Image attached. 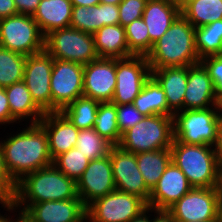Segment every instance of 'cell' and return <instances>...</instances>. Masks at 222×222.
Here are the masks:
<instances>
[{
    "instance_id": "8",
    "label": "cell",
    "mask_w": 222,
    "mask_h": 222,
    "mask_svg": "<svg viewBox=\"0 0 222 222\" xmlns=\"http://www.w3.org/2000/svg\"><path fill=\"white\" fill-rule=\"evenodd\" d=\"M0 46L29 56L45 49V36L32 16L16 14L0 19Z\"/></svg>"
},
{
    "instance_id": "41",
    "label": "cell",
    "mask_w": 222,
    "mask_h": 222,
    "mask_svg": "<svg viewBox=\"0 0 222 222\" xmlns=\"http://www.w3.org/2000/svg\"><path fill=\"white\" fill-rule=\"evenodd\" d=\"M102 27L119 24V7L114 4L101 3Z\"/></svg>"
},
{
    "instance_id": "24",
    "label": "cell",
    "mask_w": 222,
    "mask_h": 222,
    "mask_svg": "<svg viewBox=\"0 0 222 222\" xmlns=\"http://www.w3.org/2000/svg\"><path fill=\"white\" fill-rule=\"evenodd\" d=\"M5 91L12 115V123H20L24 119H29L31 124L39 123L45 112L32 99L31 93L23 81L5 87Z\"/></svg>"
},
{
    "instance_id": "42",
    "label": "cell",
    "mask_w": 222,
    "mask_h": 222,
    "mask_svg": "<svg viewBox=\"0 0 222 222\" xmlns=\"http://www.w3.org/2000/svg\"><path fill=\"white\" fill-rule=\"evenodd\" d=\"M12 123V115L9 108L5 88H0V124L6 125Z\"/></svg>"
},
{
    "instance_id": "32",
    "label": "cell",
    "mask_w": 222,
    "mask_h": 222,
    "mask_svg": "<svg viewBox=\"0 0 222 222\" xmlns=\"http://www.w3.org/2000/svg\"><path fill=\"white\" fill-rule=\"evenodd\" d=\"M26 57L0 46V88L23 81Z\"/></svg>"
},
{
    "instance_id": "3",
    "label": "cell",
    "mask_w": 222,
    "mask_h": 222,
    "mask_svg": "<svg viewBox=\"0 0 222 222\" xmlns=\"http://www.w3.org/2000/svg\"><path fill=\"white\" fill-rule=\"evenodd\" d=\"M195 27L180 14L146 56L151 70L191 66L200 62L195 46Z\"/></svg>"
},
{
    "instance_id": "35",
    "label": "cell",
    "mask_w": 222,
    "mask_h": 222,
    "mask_svg": "<svg viewBox=\"0 0 222 222\" xmlns=\"http://www.w3.org/2000/svg\"><path fill=\"white\" fill-rule=\"evenodd\" d=\"M86 158L76 147L60 154L53 160V165L67 177L77 181L89 165Z\"/></svg>"
},
{
    "instance_id": "1",
    "label": "cell",
    "mask_w": 222,
    "mask_h": 222,
    "mask_svg": "<svg viewBox=\"0 0 222 222\" xmlns=\"http://www.w3.org/2000/svg\"><path fill=\"white\" fill-rule=\"evenodd\" d=\"M0 144L6 171L15 183L26 174L53 164L48 135L39 123L30 124L16 135H9Z\"/></svg>"
},
{
    "instance_id": "56",
    "label": "cell",
    "mask_w": 222,
    "mask_h": 222,
    "mask_svg": "<svg viewBox=\"0 0 222 222\" xmlns=\"http://www.w3.org/2000/svg\"><path fill=\"white\" fill-rule=\"evenodd\" d=\"M8 215L5 216L0 214V222H9V216Z\"/></svg>"
},
{
    "instance_id": "11",
    "label": "cell",
    "mask_w": 222,
    "mask_h": 222,
    "mask_svg": "<svg viewBox=\"0 0 222 222\" xmlns=\"http://www.w3.org/2000/svg\"><path fill=\"white\" fill-rule=\"evenodd\" d=\"M151 76L146 56L116 59V88L112 103L131 104Z\"/></svg>"
},
{
    "instance_id": "16",
    "label": "cell",
    "mask_w": 222,
    "mask_h": 222,
    "mask_svg": "<svg viewBox=\"0 0 222 222\" xmlns=\"http://www.w3.org/2000/svg\"><path fill=\"white\" fill-rule=\"evenodd\" d=\"M167 211L183 221L217 219V197L213 188H192Z\"/></svg>"
},
{
    "instance_id": "13",
    "label": "cell",
    "mask_w": 222,
    "mask_h": 222,
    "mask_svg": "<svg viewBox=\"0 0 222 222\" xmlns=\"http://www.w3.org/2000/svg\"><path fill=\"white\" fill-rule=\"evenodd\" d=\"M109 156L116 190L136 195L148 204L151 191L138 169L136 155L115 145L110 149Z\"/></svg>"
},
{
    "instance_id": "26",
    "label": "cell",
    "mask_w": 222,
    "mask_h": 222,
    "mask_svg": "<svg viewBox=\"0 0 222 222\" xmlns=\"http://www.w3.org/2000/svg\"><path fill=\"white\" fill-rule=\"evenodd\" d=\"M181 14L195 27L222 19V0H179Z\"/></svg>"
},
{
    "instance_id": "36",
    "label": "cell",
    "mask_w": 222,
    "mask_h": 222,
    "mask_svg": "<svg viewBox=\"0 0 222 222\" xmlns=\"http://www.w3.org/2000/svg\"><path fill=\"white\" fill-rule=\"evenodd\" d=\"M125 33L129 52L133 56H147L150 52V37L143 18L125 26Z\"/></svg>"
},
{
    "instance_id": "21",
    "label": "cell",
    "mask_w": 222,
    "mask_h": 222,
    "mask_svg": "<svg viewBox=\"0 0 222 222\" xmlns=\"http://www.w3.org/2000/svg\"><path fill=\"white\" fill-rule=\"evenodd\" d=\"M180 14L179 0L147 1L142 18L148 27L150 50Z\"/></svg>"
},
{
    "instance_id": "25",
    "label": "cell",
    "mask_w": 222,
    "mask_h": 222,
    "mask_svg": "<svg viewBox=\"0 0 222 222\" xmlns=\"http://www.w3.org/2000/svg\"><path fill=\"white\" fill-rule=\"evenodd\" d=\"M93 36L99 58L122 59L133 56L127 45L125 27L120 24L103 26Z\"/></svg>"
},
{
    "instance_id": "29",
    "label": "cell",
    "mask_w": 222,
    "mask_h": 222,
    "mask_svg": "<svg viewBox=\"0 0 222 222\" xmlns=\"http://www.w3.org/2000/svg\"><path fill=\"white\" fill-rule=\"evenodd\" d=\"M195 46L200 60L222 55V19L196 28Z\"/></svg>"
},
{
    "instance_id": "6",
    "label": "cell",
    "mask_w": 222,
    "mask_h": 222,
    "mask_svg": "<svg viewBox=\"0 0 222 222\" xmlns=\"http://www.w3.org/2000/svg\"><path fill=\"white\" fill-rule=\"evenodd\" d=\"M219 117L218 107L186 109L174 113V140L185 144L213 146Z\"/></svg>"
},
{
    "instance_id": "17",
    "label": "cell",
    "mask_w": 222,
    "mask_h": 222,
    "mask_svg": "<svg viewBox=\"0 0 222 222\" xmlns=\"http://www.w3.org/2000/svg\"><path fill=\"white\" fill-rule=\"evenodd\" d=\"M23 214L30 222H87L81 198L31 204Z\"/></svg>"
},
{
    "instance_id": "45",
    "label": "cell",
    "mask_w": 222,
    "mask_h": 222,
    "mask_svg": "<svg viewBox=\"0 0 222 222\" xmlns=\"http://www.w3.org/2000/svg\"><path fill=\"white\" fill-rule=\"evenodd\" d=\"M19 14L14 0H0V19Z\"/></svg>"
},
{
    "instance_id": "9",
    "label": "cell",
    "mask_w": 222,
    "mask_h": 222,
    "mask_svg": "<svg viewBox=\"0 0 222 222\" xmlns=\"http://www.w3.org/2000/svg\"><path fill=\"white\" fill-rule=\"evenodd\" d=\"M148 208L140 197L118 190L95 199L86 207L88 222H130Z\"/></svg>"
},
{
    "instance_id": "18",
    "label": "cell",
    "mask_w": 222,
    "mask_h": 222,
    "mask_svg": "<svg viewBox=\"0 0 222 222\" xmlns=\"http://www.w3.org/2000/svg\"><path fill=\"white\" fill-rule=\"evenodd\" d=\"M192 188L185 174L171 161L152 189L147 206L156 210H168Z\"/></svg>"
},
{
    "instance_id": "33",
    "label": "cell",
    "mask_w": 222,
    "mask_h": 222,
    "mask_svg": "<svg viewBox=\"0 0 222 222\" xmlns=\"http://www.w3.org/2000/svg\"><path fill=\"white\" fill-rule=\"evenodd\" d=\"M112 144L100 136L94 128L80 129L76 148L90 161L109 155Z\"/></svg>"
},
{
    "instance_id": "46",
    "label": "cell",
    "mask_w": 222,
    "mask_h": 222,
    "mask_svg": "<svg viewBox=\"0 0 222 222\" xmlns=\"http://www.w3.org/2000/svg\"><path fill=\"white\" fill-rule=\"evenodd\" d=\"M218 204H222V166L219 165L213 186Z\"/></svg>"
},
{
    "instance_id": "28",
    "label": "cell",
    "mask_w": 222,
    "mask_h": 222,
    "mask_svg": "<svg viewBox=\"0 0 222 222\" xmlns=\"http://www.w3.org/2000/svg\"><path fill=\"white\" fill-rule=\"evenodd\" d=\"M132 104L144 116H168V103L165 92L152 76L145 82L141 92Z\"/></svg>"
},
{
    "instance_id": "54",
    "label": "cell",
    "mask_w": 222,
    "mask_h": 222,
    "mask_svg": "<svg viewBox=\"0 0 222 222\" xmlns=\"http://www.w3.org/2000/svg\"><path fill=\"white\" fill-rule=\"evenodd\" d=\"M217 222H222V204H218Z\"/></svg>"
},
{
    "instance_id": "48",
    "label": "cell",
    "mask_w": 222,
    "mask_h": 222,
    "mask_svg": "<svg viewBox=\"0 0 222 222\" xmlns=\"http://www.w3.org/2000/svg\"><path fill=\"white\" fill-rule=\"evenodd\" d=\"M149 212L152 213V208H147L145 211H143L139 216L136 218H133L130 222H152V219H150ZM147 214V215H146ZM149 215V216H148Z\"/></svg>"
},
{
    "instance_id": "43",
    "label": "cell",
    "mask_w": 222,
    "mask_h": 222,
    "mask_svg": "<svg viewBox=\"0 0 222 222\" xmlns=\"http://www.w3.org/2000/svg\"><path fill=\"white\" fill-rule=\"evenodd\" d=\"M41 0H14L19 14L33 16Z\"/></svg>"
},
{
    "instance_id": "19",
    "label": "cell",
    "mask_w": 222,
    "mask_h": 222,
    "mask_svg": "<svg viewBox=\"0 0 222 222\" xmlns=\"http://www.w3.org/2000/svg\"><path fill=\"white\" fill-rule=\"evenodd\" d=\"M215 87L207 69L199 62L188 66V80L183 98V110L217 107Z\"/></svg>"
},
{
    "instance_id": "4",
    "label": "cell",
    "mask_w": 222,
    "mask_h": 222,
    "mask_svg": "<svg viewBox=\"0 0 222 222\" xmlns=\"http://www.w3.org/2000/svg\"><path fill=\"white\" fill-rule=\"evenodd\" d=\"M171 161L181 169L193 188H213L219 167L213 146L173 141Z\"/></svg>"
},
{
    "instance_id": "30",
    "label": "cell",
    "mask_w": 222,
    "mask_h": 222,
    "mask_svg": "<svg viewBox=\"0 0 222 222\" xmlns=\"http://www.w3.org/2000/svg\"><path fill=\"white\" fill-rule=\"evenodd\" d=\"M100 102L87 97H79L61 112L80 129L94 128V121Z\"/></svg>"
},
{
    "instance_id": "53",
    "label": "cell",
    "mask_w": 222,
    "mask_h": 222,
    "mask_svg": "<svg viewBox=\"0 0 222 222\" xmlns=\"http://www.w3.org/2000/svg\"><path fill=\"white\" fill-rule=\"evenodd\" d=\"M0 203L4 208H7L11 204L1 193H0Z\"/></svg>"
},
{
    "instance_id": "7",
    "label": "cell",
    "mask_w": 222,
    "mask_h": 222,
    "mask_svg": "<svg viewBox=\"0 0 222 222\" xmlns=\"http://www.w3.org/2000/svg\"><path fill=\"white\" fill-rule=\"evenodd\" d=\"M45 50L57 60L87 65L98 58L94 36L72 27L57 29L45 36Z\"/></svg>"
},
{
    "instance_id": "51",
    "label": "cell",
    "mask_w": 222,
    "mask_h": 222,
    "mask_svg": "<svg viewBox=\"0 0 222 222\" xmlns=\"http://www.w3.org/2000/svg\"><path fill=\"white\" fill-rule=\"evenodd\" d=\"M123 0H100V3L102 4H114V5H119Z\"/></svg>"
},
{
    "instance_id": "31",
    "label": "cell",
    "mask_w": 222,
    "mask_h": 222,
    "mask_svg": "<svg viewBox=\"0 0 222 222\" xmlns=\"http://www.w3.org/2000/svg\"><path fill=\"white\" fill-rule=\"evenodd\" d=\"M94 130L113 146L119 144L122 134L118 126L116 104L100 102L94 121Z\"/></svg>"
},
{
    "instance_id": "10",
    "label": "cell",
    "mask_w": 222,
    "mask_h": 222,
    "mask_svg": "<svg viewBox=\"0 0 222 222\" xmlns=\"http://www.w3.org/2000/svg\"><path fill=\"white\" fill-rule=\"evenodd\" d=\"M84 65L54 59L50 79L52 112L65 107L83 96Z\"/></svg>"
},
{
    "instance_id": "40",
    "label": "cell",
    "mask_w": 222,
    "mask_h": 222,
    "mask_svg": "<svg viewBox=\"0 0 222 222\" xmlns=\"http://www.w3.org/2000/svg\"><path fill=\"white\" fill-rule=\"evenodd\" d=\"M16 183L6 171L3 158V150L0 144V193L10 202L14 198Z\"/></svg>"
},
{
    "instance_id": "23",
    "label": "cell",
    "mask_w": 222,
    "mask_h": 222,
    "mask_svg": "<svg viewBox=\"0 0 222 222\" xmlns=\"http://www.w3.org/2000/svg\"><path fill=\"white\" fill-rule=\"evenodd\" d=\"M72 10L70 0H41L32 17L46 36L54 30L70 27Z\"/></svg>"
},
{
    "instance_id": "50",
    "label": "cell",
    "mask_w": 222,
    "mask_h": 222,
    "mask_svg": "<svg viewBox=\"0 0 222 222\" xmlns=\"http://www.w3.org/2000/svg\"><path fill=\"white\" fill-rule=\"evenodd\" d=\"M19 215V216H18ZM18 215L16 219H12V217H9V222H30V220L21 212L18 211Z\"/></svg>"
},
{
    "instance_id": "2",
    "label": "cell",
    "mask_w": 222,
    "mask_h": 222,
    "mask_svg": "<svg viewBox=\"0 0 222 222\" xmlns=\"http://www.w3.org/2000/svg\"><path fill=\"white\" fill-rule=\"evenodd\" d=\"M71 198H80L76 181L52 164L26 174L16 183L14 198L6 211L17 213L16 209H20L23 213L31 204Z\"/></svg>"
},
{
    "instance_id": "39",
    "label": "cell",
    "mask_w": 222,
    "mask_h": 222,
    "mask_svg": "<svg viewBox=\"0 0 222 222\" xmlns=\"http://www.w3.org/2000/svg\"><path fill=\"white\" fill-rule=\"evenodd\" d=\"M144 117L132 103L117 105V121L121 134L133 127Z\"/></svg>"
},
{
    "instance_id": "37",
    "label": "cell",
    "mask_w": 222,
    "mask_h": 222,
    "mask_svg": "<svg viewBox=\"0 0 222 222\" xmlns=\"http://www.w3.org/2000/svg\"><path fill=\"white\" fill-rule=\"evenodd\" d=\"M146 0H123L119 5V24L125 27L142 18Z\"/></svg>"
},
{
    "instance_id": "55",
    "label": "cell",
    "mask_w": 222,
    "mask_h": 222,
    "mask_svg": "<svg viewBox=\"0 0 222 222\" xmlns=\"http://www.w3.org/2000/svg\"><path fill=\"white\" fill-rule=\"evenodd\" d=\"M217 107L219 114L222 115V97L218 100Z\"/></svg>"
},
{
    "instance_id": "20",
    "label": "cell",
    "mask_w": 222,
    "mask_h": 222,
    "mask_svg": "<svg viewBox=\"0 0 222 222\" xmlns=\"http://www.w3.org/2000/svg\"><path fill=\"white\" fill-rule=\"evenodd\" d=\"M39 124L48 135L49 153L53 160L76 146L79 129L62 112H46Z\"/></svg>"
},
{
    "instance_id": "12",
    "label": "cell",
    "mask_w": 222,
    "mask_h": 222,
    "mask_svg": "<svg viewBox=\"0 0 222 222\" xmlns=\"http://www.w3.org/2000/svg\"><path fill=\"white\" fill-rule=\"evenodd\" d=\"M54 58L44 49L26 57L23 82L32 99L46 113L52 112L50 79Z\"/></svg>"
},
{
    "instance_id": "49",
    "label": "cell",
    "mask_w": 222,
    "mask_h": 222,
    "mask_svg": "<svg viewBox=\"0 0 222 222\" xmlns=\"http://www.w3.org/2000/svg\"><path fill=\"white\" fill-rule=\"evenodd\" d=\"M73 6H96L100 3V0H70Z\"/></svg>"
},
{
    "instance_id": "27",
    "label": "cell",
    "mask_w": 222,
    "mask_h": 222,
    "mask_svg": "<svg viewBox=\"0 0 222 222\" xmlns=\"http://www.w3.org/2000/svg\"><path fill=\"white\" fill-rule=\"evenodd\" d=\"M135 155L145 184L152 191L171 162V151L170 149H161Z\"/></svg>"
},
{
    "instance_id": "5",
    "label": "cell",
    "mask_w": 222,
    "mask_h": 222,
    "mask_svg": "<svg viewBox=\"0 0 222 222\" xmlns=\"http://www.w3.org/2000/svg\"><path fill=\"white\" fill-rule=\"evenodd\" d=\"M173 141V116L150 115L123 132L118 146L138 154L170 149Z\"/></svg>"
},
{
    "instance_id": "38",
    "label": "cell",
    "mask_w": 222,
    "mask_h": 222,
    "mask_svg": "<svg viewBox=\"0 0 222 222\" xmlns=\"http://www.w3.org/2000/svg\"><path fill=\"white\" fill-rule=\"evenodd\" d=\"M211 77L217 100L222 97V55L207 56L200 60Z\"/></svg>"
},
{
    "instance_id": "15",
    "label": "cell",
    "mask_w": 222,
    "mask_h": 222,
    "mask_svg": "<svg viewBox=\"0 0 222 222\" xmlns=\"http://www.w3.org/2000/svg\"><path fill=\"white\" fill-rule=\"evenodd\" d=\"M76 184L77 194L86 207L95 199L115 191L110 156L90 161Z\"/></svg>"
},
{
    "instance_id": "47",
    "label": "cell",
    "mask_w": 222,
    "mask_h": 222,
    "mask_svg": "<svg viewBox=\"0 0 222 222\" xmlns=\"http://www.w3.org/2000/svg\"><path fill=\"white\" fill-rule=\"evenodd\" d=\"M152 212L156 213L152 219V222H174L173 216L167 210L152 209Z\"/></svg>"
},
{
    "instance_id": "44",
    "label": "cell",
    "mask_w": 222,
    "mask_h": 222,
    "mask_svg": "<svg viewBox=\"0 0 222 222\" xmlns=\"http://www.w3.org/2000/svg\"><path fill=\"white\" fill-rule=\"evenodd\" d=\"M218 164L222 166V115L219 117V122L217 126L216 141L213 145Z\"/></svg>"
},
{
    "instance_id": "34",
    "label": "cell",
    "mask_w": 222,
    "mask_h": 222,
    "mask_svg": "<svg viewBox=\"0 0 222 222\" xmlns=\"http://www.w3.org/2000/svg\"><path fill=\"white\" fill-rule=\"evenodd\" d=\"M70 27L94 34L102 28L101 3L96 6H73Z\"/></svg>"
},
{
    "instance_id": "52",
    "label": "cell",
    "mask_w": 222,
    "mask_h": 222,
    "mask_svg": "<svg viewBox=\"0 0 222 222\" xmlns=\"http://www.w3.org/2000/svg\"><path fill=\"white\" fill-rule=\"evenodd\" d=\"M174 222H217V219H207V220H198V221H183V220L174 218Z\"/></svg>"
},
{
    "instance_id": "22",
    "label": "cell",
    "mask_w": 222,
    "mask_h": 222,
    "mask_svg": "<svg viewBox=\"0 0 222 222\" xmlns=\"http://www.w3.org/2000/svg\"><path fill=\"white\" fill-rule=\"evenodd\" d=\"M151 76L164 90L168 103V116L183 110V98L188 80V66L165 67L151 70Z\"/></svg>"
},
{
    "instance_id": "14",
    "label": "cell",
    "mask_w": 222,
    "mask_h": 222,
    "mask_svg": "<svg viewBox=\"0 0 222 222\" xmlns=\"http://www.w3.org/2000/svg\"><path fill=\"white\" fill-rule=\"evenodd\" d=\"M116 88V59L97 58L84 65L83 96L111 102Z\"/></svg>"
}]
</instances>
